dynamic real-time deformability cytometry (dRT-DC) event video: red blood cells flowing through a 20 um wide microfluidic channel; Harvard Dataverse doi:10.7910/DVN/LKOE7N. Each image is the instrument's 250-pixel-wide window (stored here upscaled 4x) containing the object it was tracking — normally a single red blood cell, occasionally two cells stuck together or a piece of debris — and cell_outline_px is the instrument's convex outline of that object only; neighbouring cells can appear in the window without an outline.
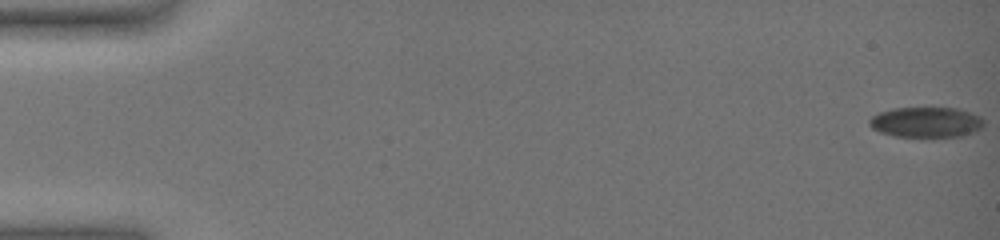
{"species": "common noctule bat (a hibernating species)", "species_latin": "Nyctalus noctula", "temperature_condition": "warm", "stored_images_in_passage": 57, "camera_frame_rate_fps": 3000, "um_per_image_px": 0.085, "animal": {"sex": "female", "body_mass_g": 19.0, "forearm_length_mm": 51.5}, "frame": {"image": 1, "passage_image": 1, "time_ms": 0.0, "image_size_px": [1000, 240], "cell_outline_px": [[984, 124], [976, 132], [960, 136], [892, 136], [880, 132], [872, 128], [868, 124], [868, 120], [872, 116], [880, 112], [892, 108], [956, 108], [980, 116], [984, 120]], "centroid_in_image_um": [78.7, 10.38], "position_along_channel_um": 6.3, "area_um2": 20.17}}
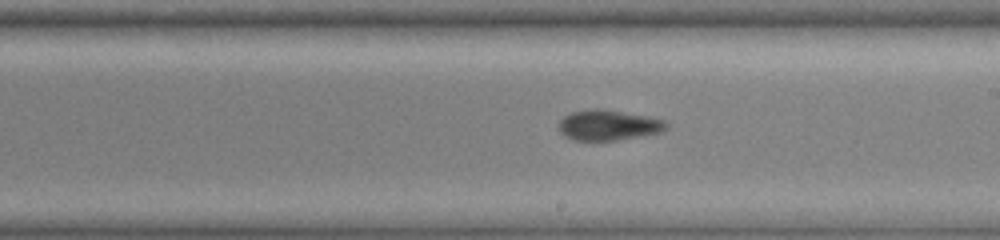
{"frame": {"image": 2, "passage_image": 36, "time_ms": 11.667, "image_size_px": [1000, 240], "cell_outline_px": [[668, 128], [660, 132], [644, 136], [616, 140], [572, 140], [564, 136], [560, 132], [560, 120], [564, 116], [572, 112], [592, 108], [600, 108], [652, 116], [664, 120], [668, 124]], "centroid_in_image_um": [51.75, 10.63], "position_along_channel_um": 237.2, "area_um2": 19.31}}
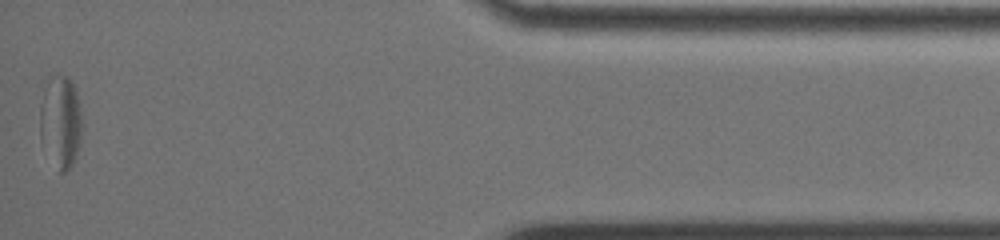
{"frame": {"image": 3, "passage_image": 57, "time_ms": 18.667, "image_size_px": [1000, 240], "cell_outline_px": [[84, 124], [80, 144], [72, 164], [64, 172], [60, 172], [40, 136], [40, 104], [48, 72], [68, 76], [72, 80], [76, 88]], "centroid_in_image_um": [5.18, 10.19], "position_along_channel_um": 430.0, "area_um2": 23.12}, "authors_computed_cell_mechanics": {"area_um2": 20.6924, "velocity_mm_per_s": 3.4789, "shape_relaxation_time_tau1_ms": null, "shape_relaxation_time_tau2_ms": 3.6341, "deformation_change_tau1": null, "deformation_change_tau2": 0.0941}}